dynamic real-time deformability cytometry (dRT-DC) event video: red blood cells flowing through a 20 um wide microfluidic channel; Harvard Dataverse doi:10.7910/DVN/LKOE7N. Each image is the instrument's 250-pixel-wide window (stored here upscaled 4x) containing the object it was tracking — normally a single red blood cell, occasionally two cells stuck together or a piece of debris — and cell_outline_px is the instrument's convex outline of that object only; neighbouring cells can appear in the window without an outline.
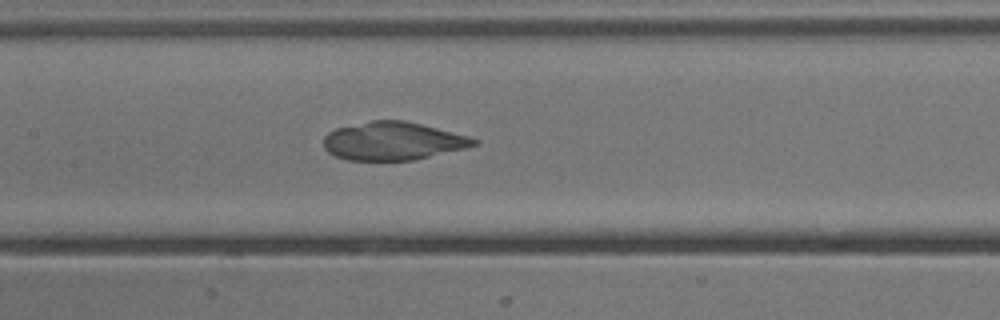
{"species": "common noctule bat (a hibernating species)", "species_latin": "Nyctalus noctula", "temperature_condition": "cold", "stored_images_in_passage": 50, "camera_frame_rate_fps": 3000, "um_per_image_px": 0.085, "animal": {"sex": "male", "body_mass_g": 13.3}, "frame": {"image": 1, "passage_image": 25, "time_ms": 8.0, "image_size_px": [1000, 320], "cell_outline_px": [[480, 144], [464, 148], [412, 160], [348, 160], [336, 156], [328, 152], [324, 148], [324, 136], [328, 132], [336, 128], [372, 120], [404, 120], [468, 136], [480, 140]], "centroid_in_image_um": [33.38, 11.98], "position_along_channel_um": 174.0, "area_um2": 33.12}}
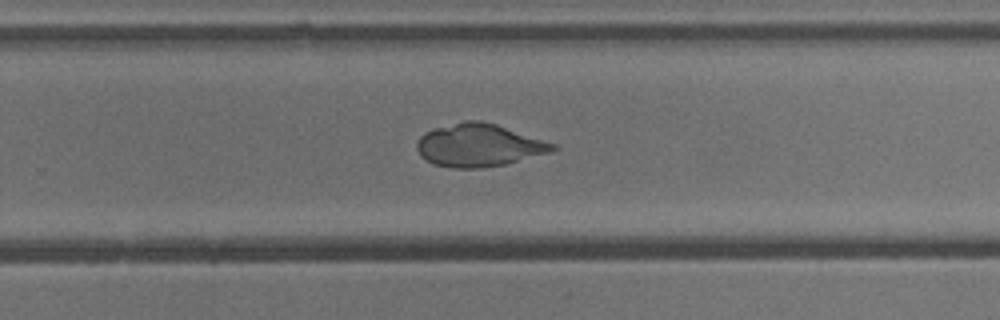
{"frame": {"image": 2, "passage_image": 34, "time_ms": 11.0, "image_size_px": [1000, 320], "cell_outline_px": [[560, 148], [552, 152], [504, 164], [480, 168], [452, 168], [432, 164], [420, 156], [416, 148], [416, 144], [420, 136], [424, 132], [432, 128], [464, 120], [480, 120], [496, 124], [556, 144]], "centroid_in_image_um": [40.68, 12.34], "position_along_channel_um": 289.1, "area_um2": 34.1}}
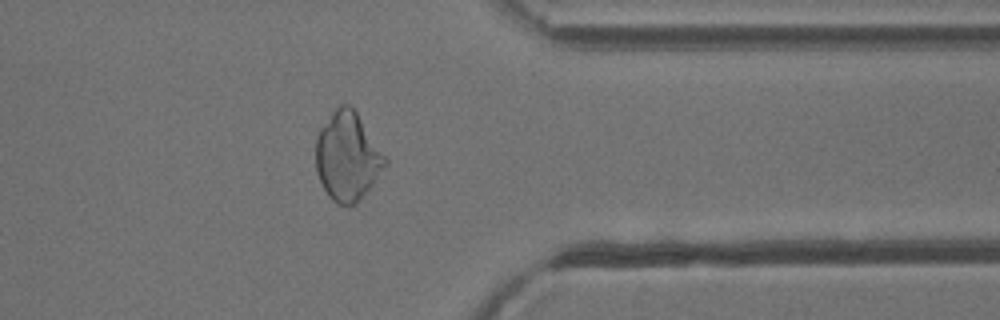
{"frame": {"image": 3, "passage_image": 42, "time_ms": 13.667, "image_size_px": [1000, 320], "cell_outline_px": [[388, 164], [356, 204], [340, 204], [332, 200], [328, 196], [320, 180], [316, 168], [316, 140], [320, 128], [332, 112], [340, 104], [348, 104], [356, 112], [388, 160]], "centroid_in_image_um": [29.53, 13.3], "position_along_channel_um": 381.9, "area_um2": 35.2}}